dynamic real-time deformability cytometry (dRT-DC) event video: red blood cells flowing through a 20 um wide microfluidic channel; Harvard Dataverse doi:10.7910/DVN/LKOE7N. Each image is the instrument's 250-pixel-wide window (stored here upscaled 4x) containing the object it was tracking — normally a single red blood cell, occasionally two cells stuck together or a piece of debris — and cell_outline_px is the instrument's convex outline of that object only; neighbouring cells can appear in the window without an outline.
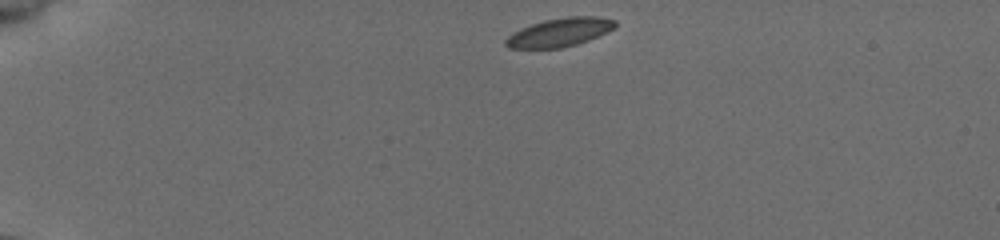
{"species": "common noctule bat (a hibernating species)", "species_latin": "Nyctalus noctula", "temperature_condition": "cold", "stored_images_in_passage": 42, "camera_frame_rate_fps": 3000, "um_per_image_px": 0.085, "animal": {"sex": "female", "body_mass_g": 19.5, "forearm_length_mm": 54.1}, "frame": {"image": 1, "passage_image": 1, "time_ms": 0.0, "image_size_px": [1000, 240], "cell_outline_px": [[616, 24], [612, 28], [588, 40], [576, 44], [560, 48], [508, 48], [504, 44], [504, 40], [512, 32], [520, 28], [544, 20], [568, 16], [600, 16], [616, 20]], "centroid_in_image_um": [47.52, 2.74], "position_along_channel_um": 37.5, "area_um2": 18.09}}
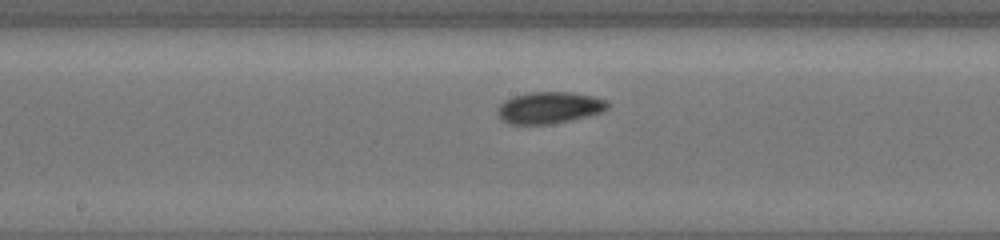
{"frame": {"image": 2, "passage_image": 19, "time_ms": 6.0, "image_size_px": [1000, 240], "cell_outline_px": [[608, 108], [600, 112], [568, 120], [548, 124], [508, 124], [496, 112], [500, 104], [504, 100], [512, 96], [528, 92], [568, 92], [592, 96], [604, 100], [608, 104]], "centroid_in_image_um": [46.62, 9.14], "position_along_channel_um": 201.6, "area_um2": 19.94}}
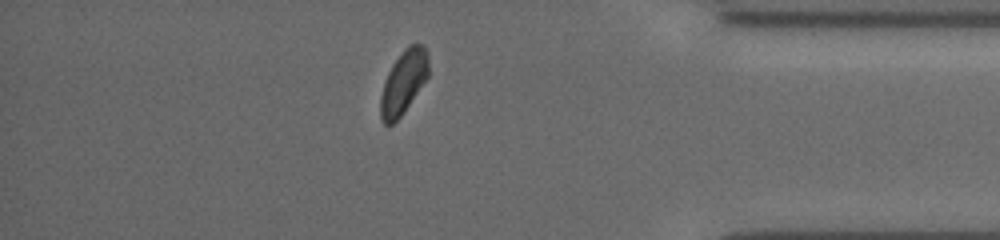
{"frame": {"image": 3, "passage_image": 36, "time_ms": 11.667, "image_size_px": [1000, 240], "cell_outline_px": [[428, 76], [400, 116], [392, 124], [384, 124], [380, 116], [380, 96], [384, 80], [392, 64], [404, 48], [408, 44], [424, 44], [428, 52]], "centroid_in_image_um": [34.28, 6.94], "position_along_channel_um": 400.9, "area_um2": 17.63}, "authors_computed_cell_mechanics": {"area_um2": 18.785, "velocity_mm_per_s": 3.8826, "shape_relaxation_time_tau1_ms": 2.8959, "shape_relaxation_time_tau2_ms": 5.7574, "deformation_change_tau1": 0.0738, "deformation_change_tau2": 0.0948}}